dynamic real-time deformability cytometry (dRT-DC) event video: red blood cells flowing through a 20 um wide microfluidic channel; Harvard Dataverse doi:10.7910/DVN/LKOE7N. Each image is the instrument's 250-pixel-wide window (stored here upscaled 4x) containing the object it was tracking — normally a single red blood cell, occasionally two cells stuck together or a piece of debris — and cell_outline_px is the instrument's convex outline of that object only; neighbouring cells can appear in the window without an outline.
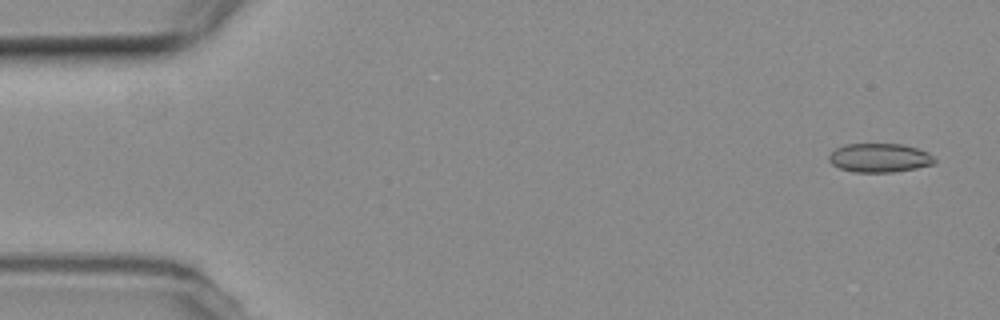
{"species": "common noctule bat (a hibernating species)", "species_latin": "Nyctalus noctula", "temperature_condition": "room temperature", "stored_images_in_passage": 6, "segment_of_instrument_passage": [1, 2], "camera_frame_rate_fps": 3000, "um_per_image_px": 0.085, "animal": {"sex": "female", "body_mass_g": 19.3, "forearm_length_mm": 54.1}, "frame": {"image": 1, "passage_image": 1, "time_ms": 0.0, "image_size_px": [1000, 320], "cell_outline_px": [[936, 164], [916, 168], [892, 172], [852, 172], [840, 168], [832, 164], [828, 160], [828, 156], [836, 148], [844, 144], [904, 144], [928, 152], [936, 160]], "centroid_in_image_um": [74.76, 13.41], "position_along_channel_um": 10.2, "area_um2": 17.86}}
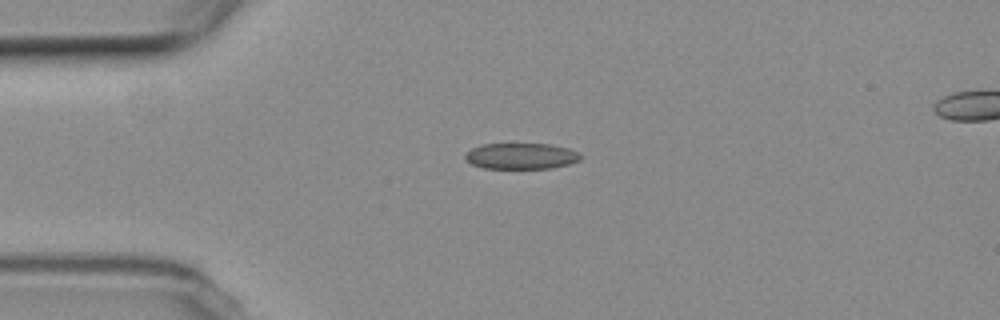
{"frame": {"image": 2, "passage_image": 4, "time_ms": 3.667, "image_size_px": [1000, 320], "cell_outline_px": [[584, 156], [580, 160], [568, 164], [552, 168], [484, 168], [472, 164], [464, 160], [464, 156], [472, 148], [484, 144], [552, 144], [568, 148], [580, 152]], "centroid_in_image_um": [44.34, 13.26], "position_along_channel_um": 40.7, "area_um2": 17.57}}